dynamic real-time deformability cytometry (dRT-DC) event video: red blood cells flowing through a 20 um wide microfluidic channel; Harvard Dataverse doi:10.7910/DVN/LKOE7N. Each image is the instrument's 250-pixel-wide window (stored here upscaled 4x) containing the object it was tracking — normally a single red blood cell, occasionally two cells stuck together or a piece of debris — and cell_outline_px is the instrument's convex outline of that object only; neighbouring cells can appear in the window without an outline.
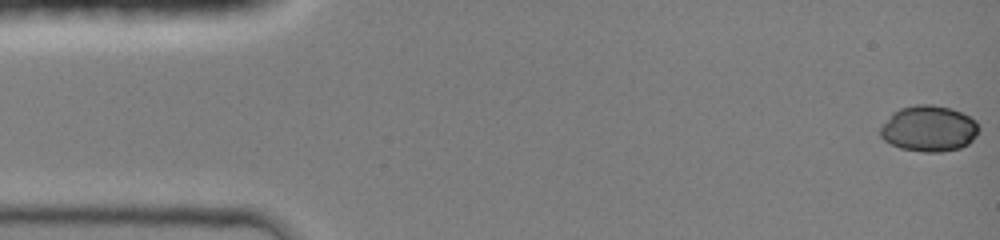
{"species": "common noctule bat (a hibernating species)", "species_latin": "Nyctalus noctula", "temperature_condition": "room temperature", "stored_images_in_passage": 11, "camera_frame_rate_fps": 3000, "um_per_image_px": 0.085, "animal": {"sex": "female", "body_mass_g": 19.0, "forearm_length_mm": 51.5}, "frame": {"image": 1, "passage_image": 1, "time_ms": 0.0, "image_size_px": [1000, 240], "cell_outline_px": [[980, 128], [976, 136], [968, 144], [960, 148], [940, 152], [924, 152], [900, 148], [884, 140], [880, 136], [880, 128], [892, 112], [900, 108], [916, 104], [932, 104], [952, 108], [976, 120]], "centroid_in_image_um": [78.96, 10.92], "position_along_channel_um": 6.0, "area_um2": 26.53}}
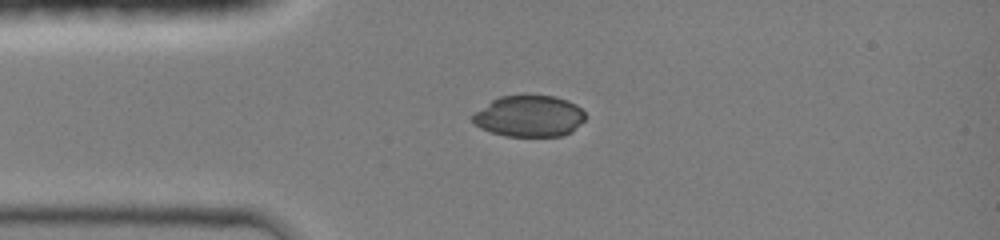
{"frame": {"image": 2, "passage_image": 7, "time_ms": 3.333, "image_size_px": [1000, 240], "cell_outline_px": [[584, 120], [572, 132], [560, 136], [504, 136], [480, 128], [472, 120], [472, 116], [476, 112], [492, 100], [500, 96], [524, 92], [556, 96], [568, 100], [576, 104], [584, 112]], "centroid_in_image_um": [45.0, 9.83], "position_along_channel_um": 40.0, "area_um2": 27.74}}
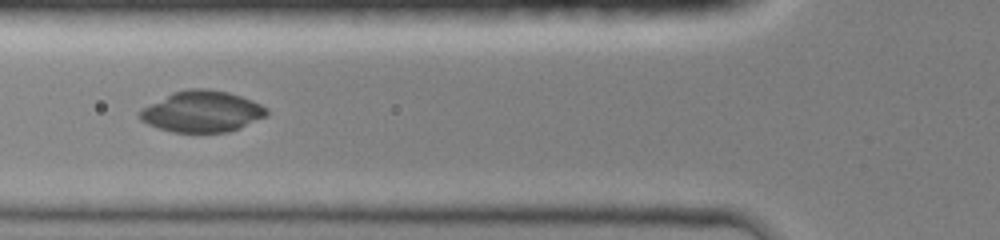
{"frame": {"image": 3, "passage_image": 10, "time_ms": 5.333, "image_size_px": [1000, 240], "cell_outline_px": [[268, 116], [240, 128], [228, 132], [172, 132], [156, 128], [140, 120], [136, 116], [136, 112], [140, 108], [172, 92], [188, 88], [208, 88], [228, 92], [252, 100], [268, 108]], "centroid_in_image_um": [17.13, 9.48], "position_along_channel_um": 108.7, "area_um2": 31.04}}